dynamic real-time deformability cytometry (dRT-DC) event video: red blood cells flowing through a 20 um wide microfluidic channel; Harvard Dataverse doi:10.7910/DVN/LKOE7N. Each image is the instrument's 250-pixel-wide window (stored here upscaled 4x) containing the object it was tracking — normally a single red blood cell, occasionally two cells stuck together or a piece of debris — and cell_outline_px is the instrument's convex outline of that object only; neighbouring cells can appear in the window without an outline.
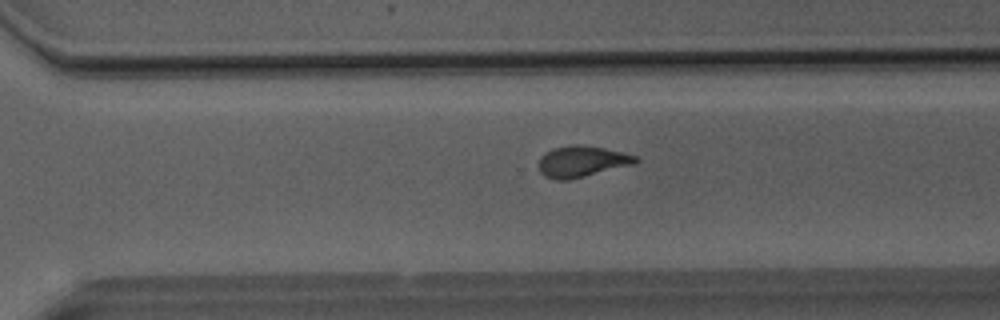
{"species": "Egyptian fruit bat (a non-hibernating species)", "species_latin": "Rousettus aegyptiacus", "temperature_condition": "room temperature", "stored_images_in_passage": 35, "camera_frame_rate_fps": 3000, "um_per_image_px": 0.085, "animal": {"sex": "male"}, "frame": {"image": 1, "passage_image": 21, "time_ms": 6.667, "image_size_px": [1000, 320], "cell_outline_px": [[640, 160], [636, 164], [568, 180], [556, 180], [544, 176], [540, 172], [536, 164], [540, 156], [544, 152], [552, 148], [572, 144], [576, 144], [604, 148], [636, 156]], "centroid_in_image_um": [49.4, 13.73], "position_along_channel_um": 321.2, "area_um2": 17.86}}
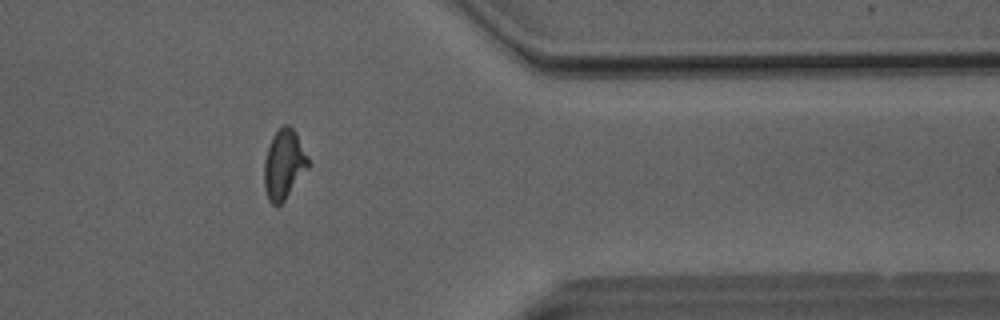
{"frame": {"image": 2, "passage_image": 27, "time_ms": 8.667, "image_size_px": [1000, 320], "cell_outline_px": [[308, 168], [284, 200], [280, 204], [272, 204], [268, 200], [264, 188], [264, 160], [272, 136], [284, 124], [288, 124], [296, 132], [308, 156]], "centroid_in_image_um": [24.12, 13.96], "position_along_channel_um": 387.3, "area_um2": 17.69}}
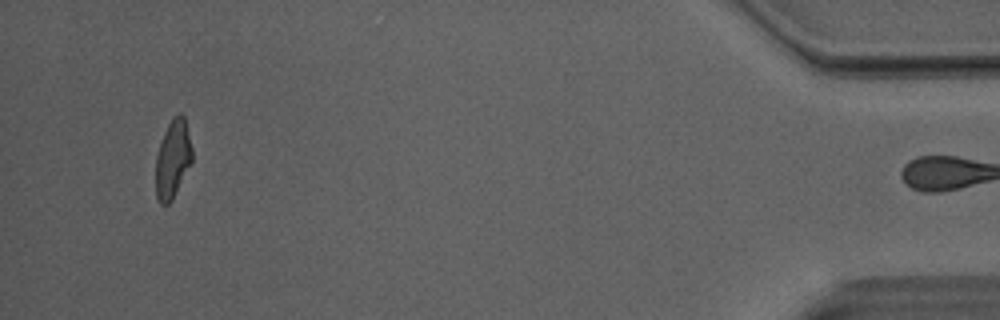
{"frame": {"image": 3, "passage_image": 34, "time_ms": 11.0, "image_size_px": [1000, 320], "cell_outline_px": [[192, 160], [172, 200], [168, 204], [160, 204], [156, 196], [156, 156], [164, 132], [168, 124], [180, 112], [184, 116], [192, 148]], "centroid_in_image_um": [14.68, 13.53], "position_along_channel_um": 420.5, "area_um2": 16.24}, "authors_computed_cell_mechanics": {"area_um2": 17.5712, "velocity_mm_per_s": 4.0771, "shape_relaxation_time_tau1_ms": 7.139, "shape_relaxation_time_tau2_ms": 2.1373, "deformation_change_tau1": 0.2195, "deformation_change_tau2": 0.0645}}